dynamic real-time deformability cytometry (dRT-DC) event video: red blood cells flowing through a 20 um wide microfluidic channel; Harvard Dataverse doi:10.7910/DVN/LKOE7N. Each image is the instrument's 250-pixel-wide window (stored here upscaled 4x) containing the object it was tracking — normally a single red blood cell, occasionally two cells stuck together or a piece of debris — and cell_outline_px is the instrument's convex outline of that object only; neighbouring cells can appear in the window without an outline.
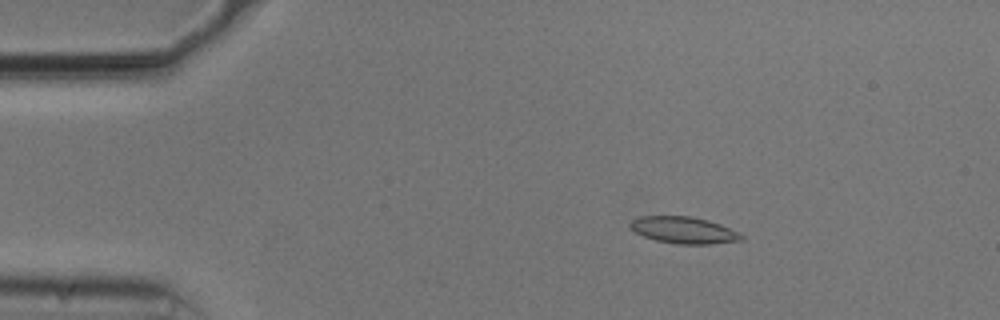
{"species": "common noctule bat (a hibernating species)", "species_latin": "Nyctalus noctula", "temperature_condition": "cold", "stored_images_in_passage": 54, "camera_frame_rate_fps": 3000, "um_per_image_px": 0.085, "animal": {"sex": "male", "body_mass_g": 20.5, "forearm_length_mm": 52.5}, "frame": {"image": 1, "passage_image": 9, "time_ms": 2.667, "image_size_px": [1000, 320], "cell_outline_px": [[744, 240], [712, 244], [676, 244], [656, 240], [644, 236], [636, 232], [628, 224], [632, 220], [640, 216], [692, 216], [708, 220], [720, 224], [740, 232], [744, 236]], "centroid_in_image_um": [58.17, 19.56], "position_along_channel_um": 26.8, "area_um2": 17.4}}
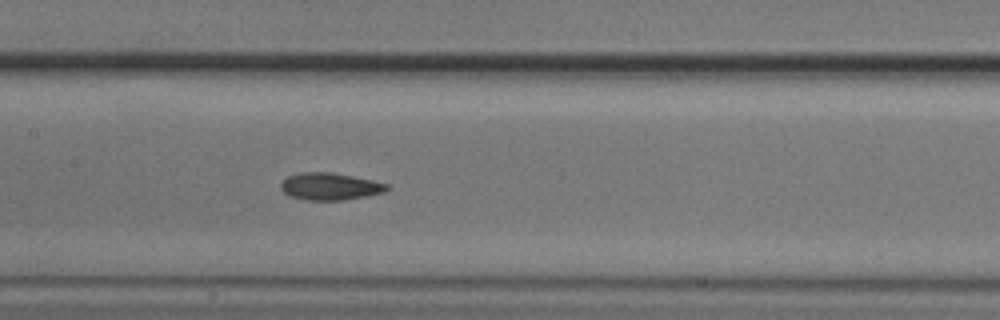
{"frame": {"image": 2, "passage_image": 26, "time_ms": 8.333, "image_size_px": [1000, 320], "cell_outline_px": [[392, 188], [384, 192], [368, 196], [344, 200], [304, 200], [288, 196], [280, 188], [280, 184], [288, 176], [304, 172], [332, 172], [372, 180], [388, 184]], "centroid_in_image_um": [28.07, 15.86], "position_along_channel_um": 179.3, "area_um2": 16.94}}
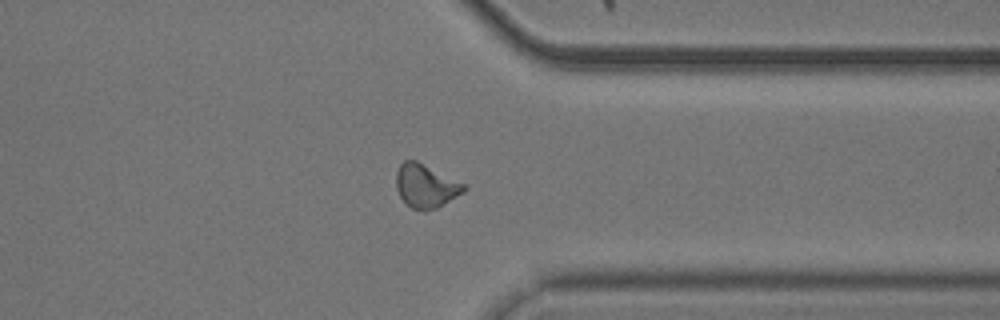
{"frame": {"image": 3, "passage_image": 42, "time_ms": 13.667, "image_size_px": [1000, 320], "cell_outline_px": [[468, 188], [464, 192], [444, 204], [436, 208], [424, 212], [412, 208], [400, 196], [396, 188], [396, 172], [400, 164], [404, 160], [416, 160], [464, 184]], "centroid_in_image_um": [36.18, 15.81], "position_along_channel_um": 375.2, "area_um2": 17.05}, "authors_computed_cell_mechanics": {"area_um2": 16.762, "velocity_mm_per_s": 3.7463, "shape_relaxation_time_tau1_ms": 3.8936, "shape_relaxation_time_tau2_ms": 5.1774, "deformation_change_tau1": 0.1106, "deformation_change_tau2": 0.1125}}